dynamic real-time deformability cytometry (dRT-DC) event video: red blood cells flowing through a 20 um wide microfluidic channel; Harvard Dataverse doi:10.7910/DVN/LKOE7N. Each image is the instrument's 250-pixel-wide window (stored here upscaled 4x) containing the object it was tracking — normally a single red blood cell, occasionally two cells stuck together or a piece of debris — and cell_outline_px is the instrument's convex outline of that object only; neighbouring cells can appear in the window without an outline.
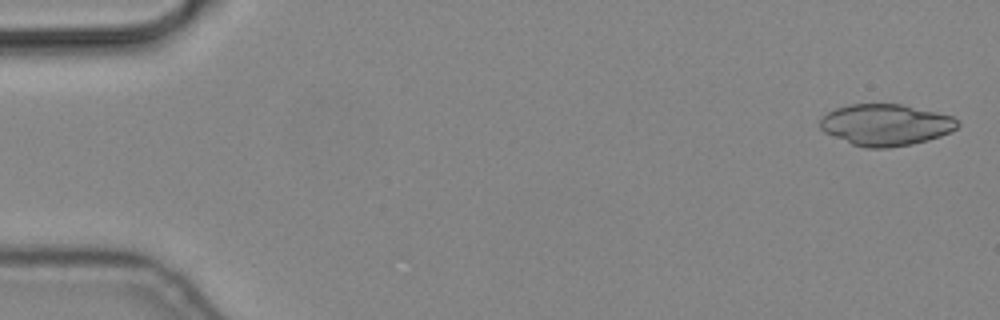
{"species": "common noctule bat (a hibernating species)", "species_latin": "Nyctalus noctula", "temperature_condition": "cold", "stored_images_in_passage": 5, "camera_frame_rate_fps": 3000, "um_per_image_px": 0.085, "animal": {"sex": "male", "body_mass_g": 19.2, "forearm_length_mm": 51.8}, "frame": {"image": 1, "passage_image": 1, "time_ms": 0.0, "image_size_px": [1000, 320], "cell_outline_px": [[960, 124], [952, 132], [928, 140], [912, 144], [888, 148], [868, 148], [852, 144], [824, 132], [820, 128], [820, 120], [828, 112], [836, 108], [852, 104], [900, 104], [936, 112], [952, 116], [960, 120]], "centroid_in_image_um": [75.32, 10.61], "position_along_channel_um": 9.7, "area_um2": 33.18}}